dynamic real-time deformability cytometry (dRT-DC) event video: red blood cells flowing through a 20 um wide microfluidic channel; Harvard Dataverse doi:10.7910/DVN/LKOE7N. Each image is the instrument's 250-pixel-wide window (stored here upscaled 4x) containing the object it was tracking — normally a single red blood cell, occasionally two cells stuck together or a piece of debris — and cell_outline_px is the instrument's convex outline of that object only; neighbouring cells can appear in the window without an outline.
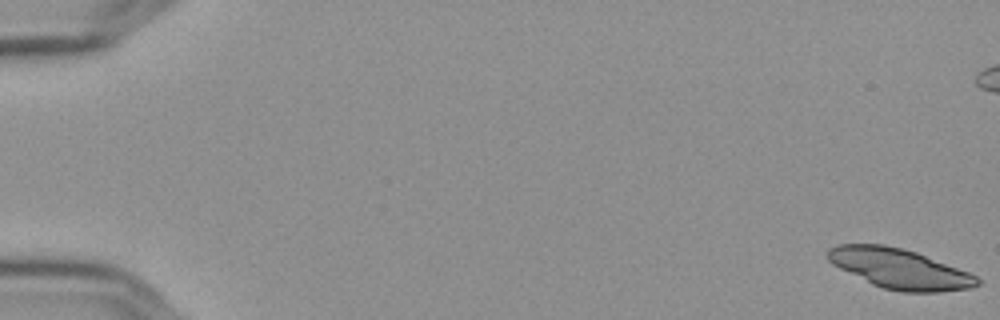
{"species": "Egyptian fruit bat (a non-hibernating species)", "species_latin": "Rousettus aegyptiacus", "temperature_condition": "cold", "stored_images_in_passage": 24, "camera_frame_rate_fps": 3000, "um_per_image_px": 0.085, "frame": {"image": 1, "passage_image": 1, "time_ms": 0.0, "image_size_px": [1000, 320], "cell_outline_px": [[980, 284], [972, 288], [940, 292], [904, 292], [884, 288], [872, 284], [832, 264], [828, 260], [828, 248], [840, 244], [884, 244], [916, 252], [968, 272], [976, 276], [980, 280]], "centroid_in_image_um": [76.47, 22.84], "position_along_channel_um": 8.5, "area_um2": 34.45}}